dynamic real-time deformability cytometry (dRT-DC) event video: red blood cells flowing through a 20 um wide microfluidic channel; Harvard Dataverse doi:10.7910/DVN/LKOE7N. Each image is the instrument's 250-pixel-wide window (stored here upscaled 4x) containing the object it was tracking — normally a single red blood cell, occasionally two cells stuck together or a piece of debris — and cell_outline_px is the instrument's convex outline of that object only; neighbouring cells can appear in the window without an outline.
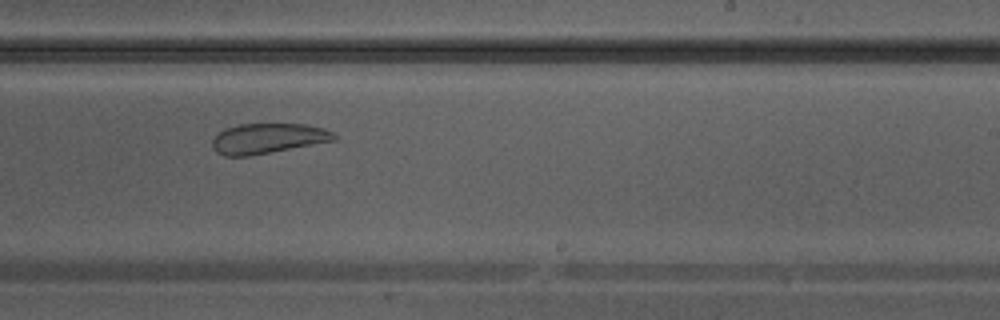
{"species": "Egyptian fruit bat (a non-hibernating species)", "species_latin": "Rousettus aegyptiacus", "temperature_condition": "warm", "stored_images_in_passage": 37, "camera_frame_rate_fps": 3000, "um_per_image_px": 0.085, "animal": {"sex": "male"}, "frame": {"image": 1, "passage_image": 22, "time_ms": 7.0, "image_size_px": [1000, 320], "cell_outline_px": [[336, 140], [248, 156], [224, 156], [216, 152], [212, 148], [212, 140], [224, 128], [240, 124], [304, 124], [324, 128], [332, 132], [336, 136]], "centroid_in_image_um": [22.74, 11.76], "position_along_channel_um": 266.3, "area_um2": 21.27}}